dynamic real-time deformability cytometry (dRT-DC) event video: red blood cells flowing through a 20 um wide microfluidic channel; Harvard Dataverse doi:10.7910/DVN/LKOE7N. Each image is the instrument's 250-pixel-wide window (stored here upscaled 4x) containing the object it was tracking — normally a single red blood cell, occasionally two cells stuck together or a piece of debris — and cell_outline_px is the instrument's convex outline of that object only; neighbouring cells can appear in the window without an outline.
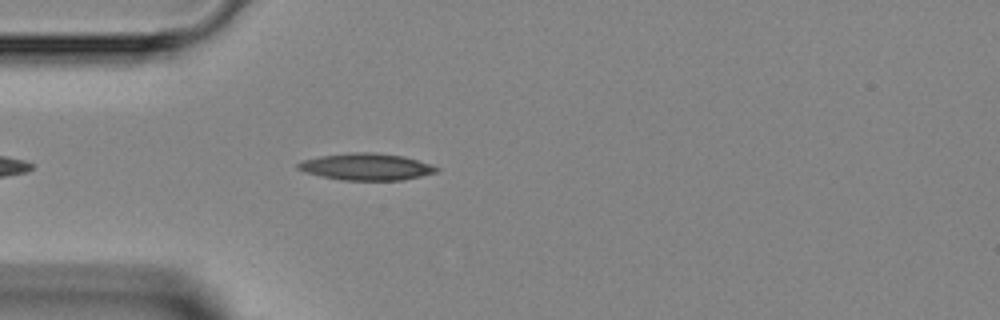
{"species": "Egyptian fruit bat (a non-hibernating species)", "species_latin": "Rousettus aegyptiacus", "temperature_condition": "room temperature", "stored_images_in_passage": 22, "camera_frame_rate_fps": 3000, "um_per_image_px": 0.085, "animal": {"sex": "female"}, "frame": {"image": 1, "passage_image": 4, "time_ms": 1.0, "image_size_px": [1000, 320], "cell_outline_px": [[440, 168], [436, 172], [404, 180], [344, 180], [320, 176], [304, 172], [296, 168], [296, 164], [304, 160], [320, 156], [352, 152], [376, 152], [404, 156], [432, 164]], "centroid_in_image_um": [31.14, 14.17], "position_along_channel_um": 53.9, "area_um2": 21.73}}
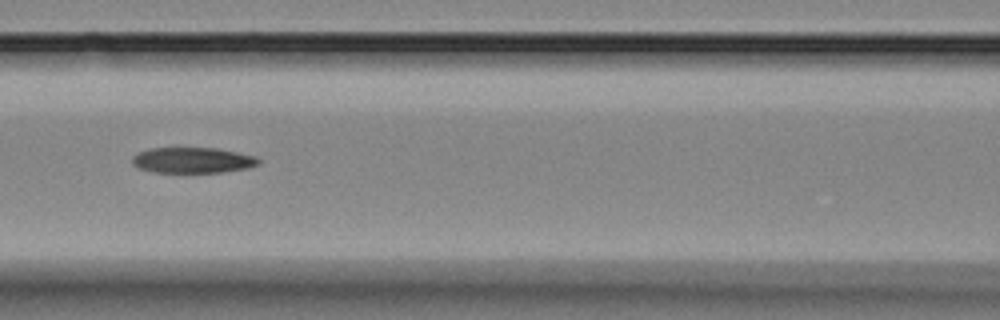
{"frame": {"image": 2, "passage_image": 11, "time_ms": 3.333, "image_size_px": [1000, 320], "cell_outline_px": [[260, 164], [248, 168], [220, 172], [152, 172], [140, 168], [132, 164], [132, 156], [136, 152], [148, 148], [220, 148], [256, 156], [260, 160]], "centroid_in_image_um": [16.37, 13.61], "position_along_channel_um": 150.2, "area_um2": 19.07}}
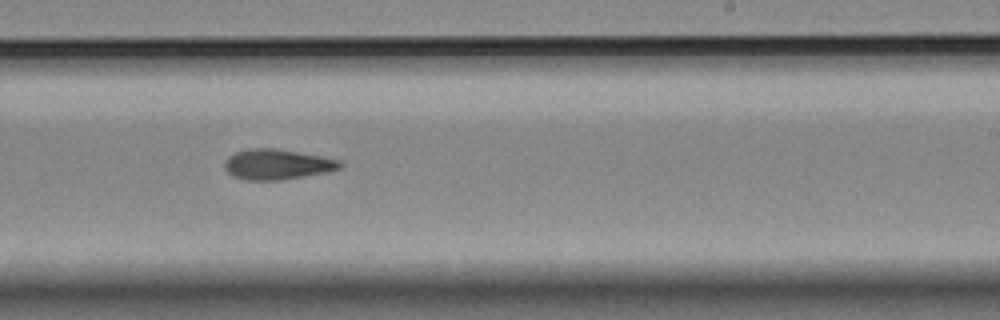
{"frame": {"image": 3, "passage_image": 19, "time_ms": 6.0, "image_size_px": [1000, 320], "cell_outline_px": [[344, 164], [340, 168], [328, 172], [280, 180], [244, 180], [232, 176], [224, 168], [224, 160], [228, 156], [236, 152], [252, 148], [276, 148], [320, 156], [340, 160]], "centroid_in_image_um": [23.54, 13.97], "position_along_channel_um": 265.5, "area_um2": 20.46}}